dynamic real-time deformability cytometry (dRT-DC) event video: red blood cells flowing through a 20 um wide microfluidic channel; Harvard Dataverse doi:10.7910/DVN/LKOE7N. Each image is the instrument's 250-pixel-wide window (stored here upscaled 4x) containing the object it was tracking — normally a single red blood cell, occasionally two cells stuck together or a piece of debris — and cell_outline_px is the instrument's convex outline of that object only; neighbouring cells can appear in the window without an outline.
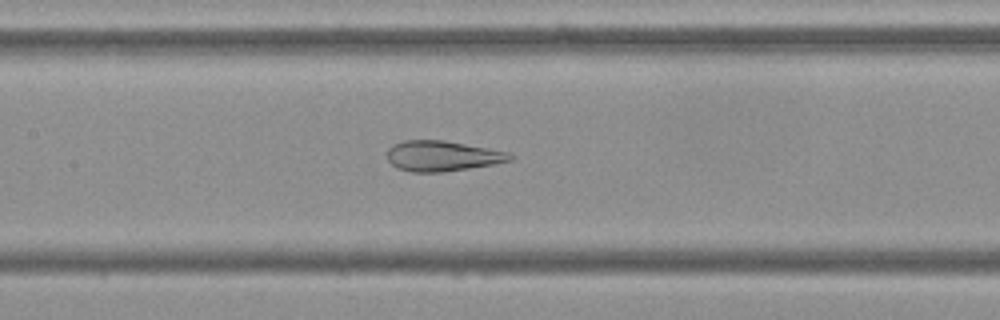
{"species": "Egyptian fruit bat (a non-hibernating species)", "species_latin": "Rousettus aegyptiacus", "temperature_condition": "cold", "stored_images_in_passage": 45, "camera_frame_rate_fps": 3000, "um_per_image_px": 0.085, "frame": {"image": 1, "passage_image": 20, "time_ms": 6.333, "image_size_px": [1000, 320], "cell_outline_px": [[512, 160], [492, 164], [444, 172], [412, 172], [396, 168], [388, 160], [388, 148], [392, 144], [404, 140], [444, 140], [488, 148], [508, 152], [512, 156]], "centroid_in_image_um": [37.55, 13.25], "position_along_channel_um": 169.8, "area_um2": 21.68}}
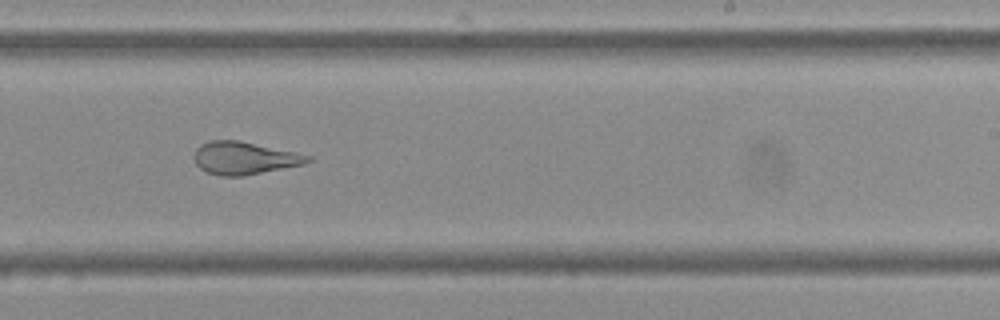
{"frame": {"image": 2, "passage_image": 28, "time_ms": 9.0, "image_size_px": [1000, 320], "cell_outline_px": [[312, 160], [304, 164], [244, 176], [220, 176], [208, 172], [200, 168], [196, 164], [192, 156], [196, 148], [200, 144], [208, 140], [236, 140], [296, 152], [312, 156]], "centroid_in_image_um": [20.74, 13.43], "position_along_channel_um": 268.3, "area_um2": 21.68}}
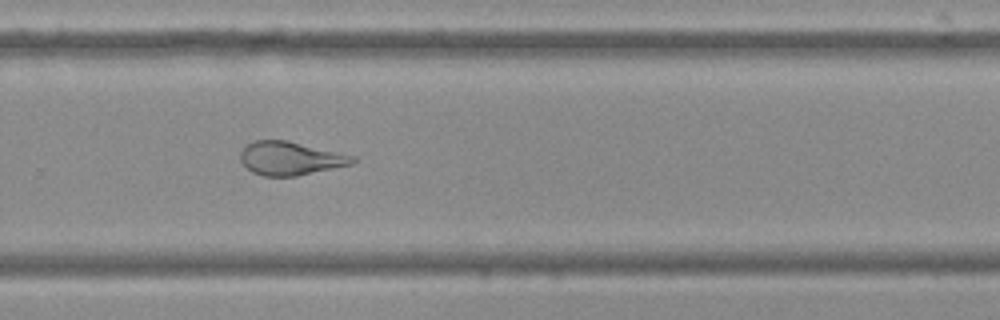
{"frame": {"image": 3, "passage_image": 31, "time_ms": 10.0, "image_size_px": [1000, 320], "cell_outline_px": [[356, 160], [352, 164], [296, 176], [264, 176], [252, 172], [240, 160], [240, 152], [252, 140], [284, 140], [356, 156]], "centroid_in_image_um": [24.67, 13.46], "position_along_channel_um": 305.1, "area_um2": 21.62}, "authors_computed_cell_mechanics": {"area_um2": 24.1604, "velocity_mm_per_s": 3.704, "shape_relaxation_time_tau1_ms": 10.4404, "shape_relaxation_time_tau2_ms": 1.2106, "deformation_change_tau1": 0.2305, "deformation_change_tau2": 0.0882}}